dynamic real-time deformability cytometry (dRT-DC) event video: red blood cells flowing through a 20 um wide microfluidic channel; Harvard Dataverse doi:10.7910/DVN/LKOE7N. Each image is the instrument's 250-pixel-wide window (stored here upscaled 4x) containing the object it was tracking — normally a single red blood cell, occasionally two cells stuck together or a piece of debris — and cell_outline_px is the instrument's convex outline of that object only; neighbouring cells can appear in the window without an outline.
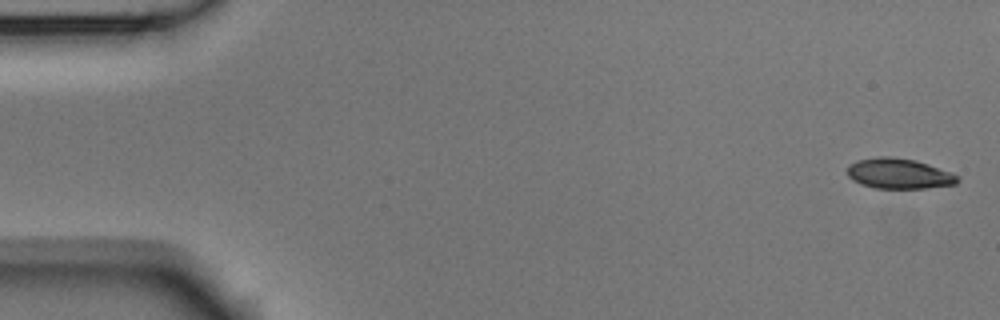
{"species": "Egyptian fruit bat (a non-hibernating species)", "species_latin": "Rousettus aegyptiacus", "temperature_condition": "room temperature", "stored_images_in_passage": 4, "camera_frame_rate_fps": 3000, "um_per_image_px": 0.085, "animal": {"sex": "male"}, "frame": {"image": 1, "passage_image": 1, "time_ms": 0.0, "image_size_px": [1000, 320], "cell_outline_px": [[960, 180], [956, 184], [924, 188], [876, 188], [852, 180], [848, 176], [848, 164], [856, 160], [880, 156], [888, 156], [916, 160], [928, 164], [960, 176]], "centroid_in_image_um": [76.41, 14.74], "position_along_channel_um": 8.6, "area_um2": 19.42}}